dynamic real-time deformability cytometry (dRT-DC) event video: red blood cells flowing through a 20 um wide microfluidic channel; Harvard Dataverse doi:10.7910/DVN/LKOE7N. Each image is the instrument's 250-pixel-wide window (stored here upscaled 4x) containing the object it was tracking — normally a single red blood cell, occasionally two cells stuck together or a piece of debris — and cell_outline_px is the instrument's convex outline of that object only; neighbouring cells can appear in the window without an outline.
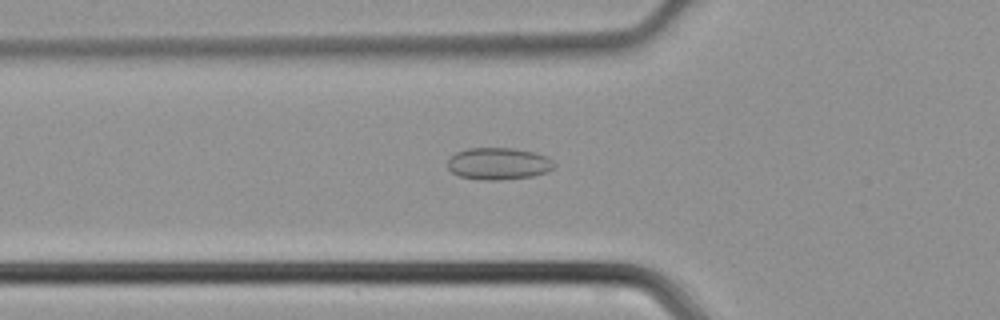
{"species": "common noctule bat (a hibernating species)", "species_latin": "Nyctalus noctula", "temperature_condition": "cold", "stored_images_in_passage": 46, "camera_frame_rate_fps": 3000, "um_per_image_px": 0.085, "animal": {"sex": "male", "body_mass_g": 21.5, "forearm_length_mm": 52.0}, "frame": {"image": 1, "passage_image": 16, "time_ms": 5.0, "image_size_px": [1000, 320], "cell_outline_px": [[556, 164], [548, 172], [532, 176], [496, 180], [484, 180], [460, 176], [452, 172], [448, 168], [448, 160], [456, 152], [468, 148], [512, 148], [532, 152], [544, 156], [552, 160]], "centroid_in_image_um": [42.36, 13.91], "position_along_channel_um": 83.4, "area_um2": 19.65}}
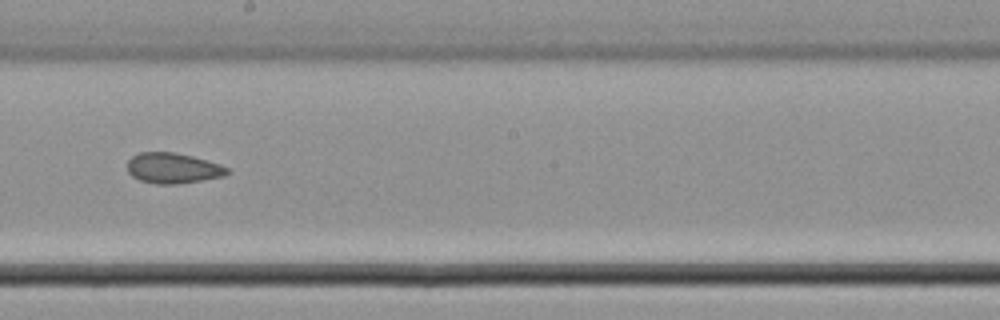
{"frame": {"image": 2, "passage_image": 26, "time_ms": 8.333, "image_size_px": [1000, 320], "cell_outline_px": [[228, 172], [224, 176], [176, 184], [156, 184], [140, 180], [132, 176], [128, 172], [128, 160], [132, 156], [140, 152], [176, 152], [208, 160], [220, 164], [228, 168]], "centroid_in_image_um": [14.68, 14.28], "position_along_channel_um": 233.5, "area_um2": 17.69}}
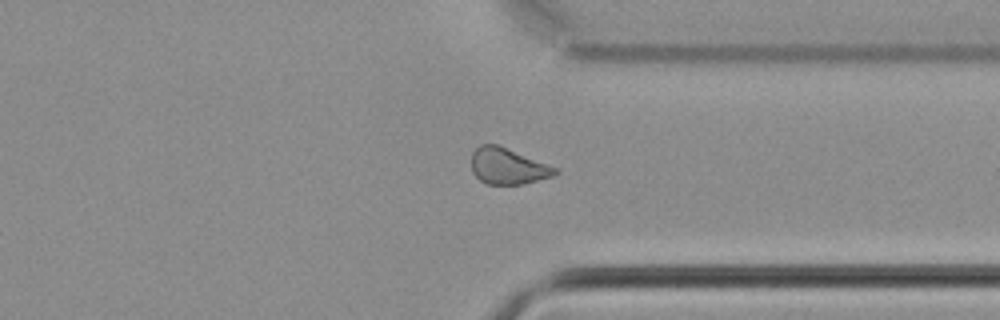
{"frame": {"image": 3, "passage_image": 35, "time_ms": 11.333, "image_size_px": [1000, 320], "cell_outline_px": [[560, 172], [552, 176], [524, 184], [484, 184], [472, 172], [472, 152], [480, 144], [496, 144], [560, 168]], "centroid_in_image_um": [43.19, 14.13], "position_along_channel_um": 368.2, "area_um2": 17.74}}